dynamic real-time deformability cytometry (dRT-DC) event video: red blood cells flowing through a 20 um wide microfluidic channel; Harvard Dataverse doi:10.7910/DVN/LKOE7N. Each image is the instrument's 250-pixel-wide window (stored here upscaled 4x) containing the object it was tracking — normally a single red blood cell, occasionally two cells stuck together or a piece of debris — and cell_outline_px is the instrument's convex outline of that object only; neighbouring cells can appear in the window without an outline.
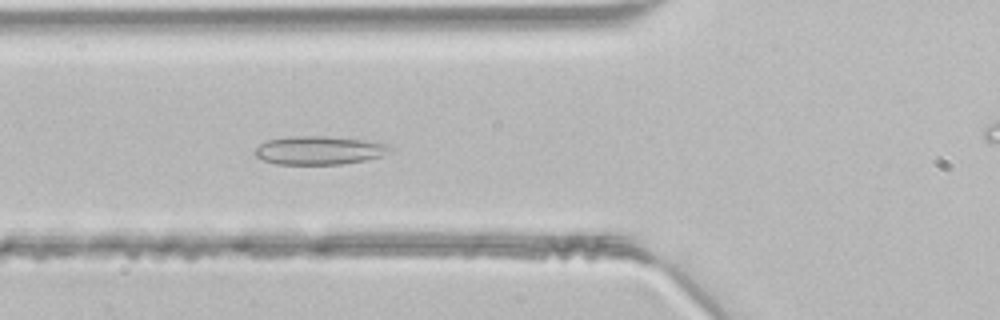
{"species": "common noctule bat (a hibernating species)", "species_latin": "Nyctalus noctula", "temperature_condition": "room temperature", "stored_images_in_passage": 36, "camera_frame_rate_fps": 3000, "um_per_image_px": 0.085, "animal": {"sex": "male", "body_mass_g": 21.5, "forearm_length_mm": 52.0}, "frame": {"image": 1, "passage_image": 5, "time_ms": 1.333, "image_size_px": [1000, 320], "cell_outline_px": [[392, 148], [388, 152], [380, 156], [364, 160], [340, 164], [276, 164], [264, 160], [256, 156], [252, 152], [260, 144], [268, 140], [288, 136], [328, 136], [360, 140], [388, 144]], "centroid_in_image_um": [27.07, 12.77], "position_along_channel_um": 98.7, "area_um2": 22.2}}
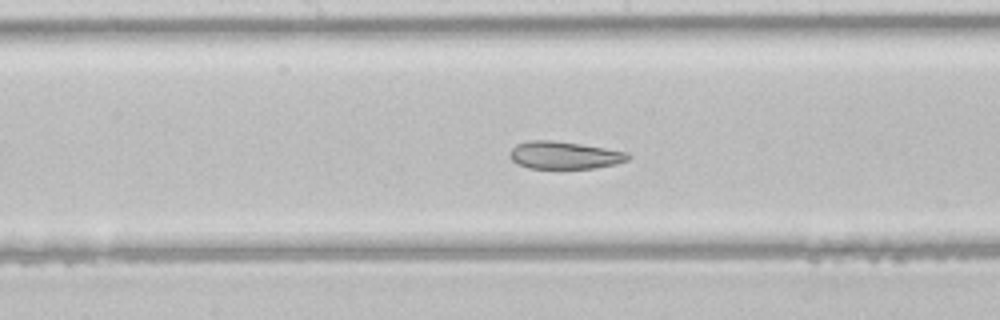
{"frame": {"image": 2, "passage_image": 12, "time_ms": 3.667, "image_size_px": [1000, 320], "cell_outline_px": [[632, 156], [628, 160], [616, 164], [592, 168], [528, 168], [512, 160], [508, 156], [512, 148], [516, 144], [528, 140], [552, 140], [580, 144], [628, 152]], "centroid_in_image_um": [47.97, 13.18], "position_along_channel_um": 200.2, "area_um2": 18.9}}
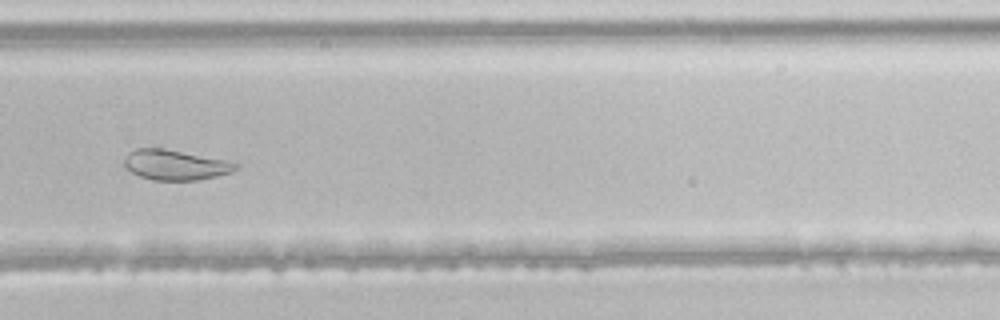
{"frame": {"image": 3, "passage_image": 20, "time_ms": 6.333, "image_size_px": [1000, 320], "cell_outline_px": [[240, 164], [232, 172], [200, 180], [152, 180], [140, 176], [132, 172], [124, 164], [124, 160], [128, 152], [136, 148], [164, 148], [224, 160]], "centroid_in_image_um": [14.89, 14.02], "position_along_channel_um": 314.9, "area_um2": 19.42}}